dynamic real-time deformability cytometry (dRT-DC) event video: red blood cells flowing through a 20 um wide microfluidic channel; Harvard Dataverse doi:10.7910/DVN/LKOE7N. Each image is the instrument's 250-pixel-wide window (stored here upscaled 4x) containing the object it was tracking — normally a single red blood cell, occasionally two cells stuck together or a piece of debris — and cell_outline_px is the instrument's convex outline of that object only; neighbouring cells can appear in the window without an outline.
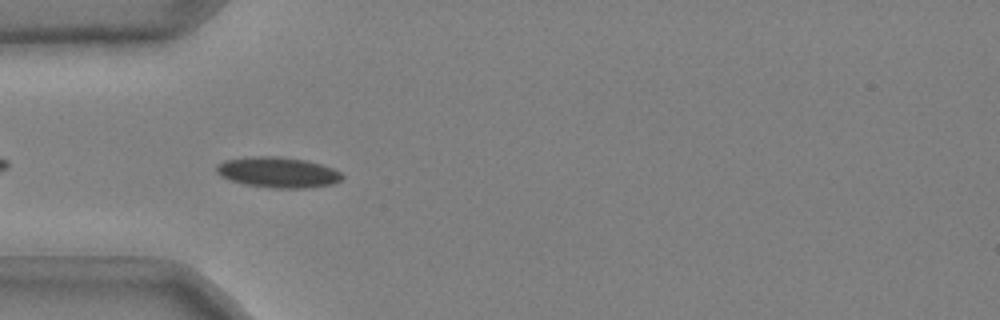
{"species": "common noctule bat (a hibernating species)", "species_latin": "Nyctalus noctula", "temperature_condition": "cold", "stored_images_in_passage": 40, "camera_frame_rate_fps": 3000, "um_per_image_px": 0.085, "animal": {"sex": "male", "body_mass_g": 20.4}, "frame": {"image": 1, "passage_image": 4, "time_ms": 1.0, "image_size_px": [1000, 320], "cell_outline_px": [[344, 176], [340, 180], [332, 184], [304, 188], [272, 188], [244, 184], [228, 180], [220, 176], [216, 172], [216, 164], [224, 160], [248, 156], [280, 156], [304, 160], [320, 164], [332, 168], [340, 172]], "centroid_in_image_um": [23.56, 14.64], "position_along_channel_um": 61.4, "area_um2": 22.54}}
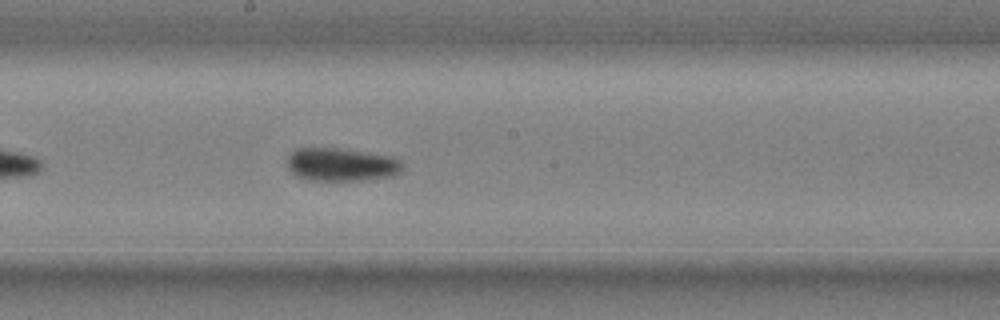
{"frame": {"image": 2, "passage_image": 17, "time_ms": 5.333, "image_size_px": [1000, 320], "cell_outline_px": [[404, 168], [400, 172], [392, 176], [372, 180], [308, 180], [296, 176], [288, 168], [288, 156], [296, 148], [336, 148], [392, 156], [400, 160], [404, 164]], "centroid_in_image_um": [29.05, 14.0], "position_along_channel_um": 219.2, "area_um2": 22.43}}
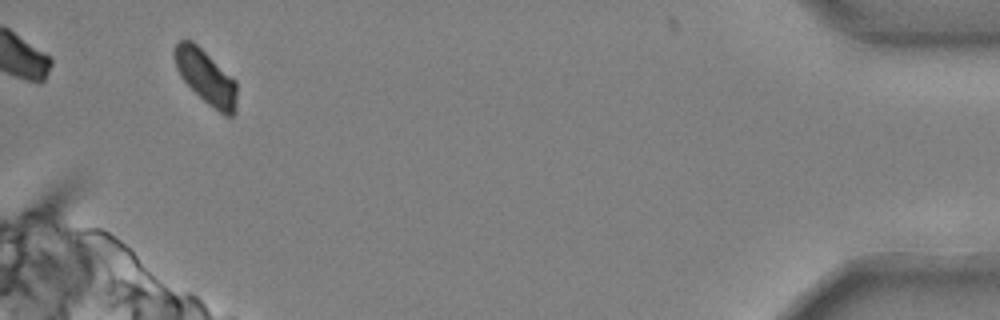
{"frame": {"image": 3, "passage_image": 38, "time_ms": 12.333, "image_size_px": [1000, 320], "cell_outline_px": [[236, 112], [232, 116], [224, 116], [208, 104], [180, 76], [176, 68], [172, 56], [172, 52], [176, 44], [180, 40], [192, 40], [236, 80]], "centroid_in_image_um": [17.5, 6.54], "position_along_channel_um": 417.7, "area_um2": 19.65}, "authors_computed_cell_mechanics": {"area_um2": 21.8484, "velocity_mm_per_s": 3.6898, "shape_relaxation_time_tau1_ms": 6.5481, "shape_relaxation_time_tau2_ms": 8.2585, "deformation_change_tau1": 0.1217, "deformation_change_tau2": 0.1041}}